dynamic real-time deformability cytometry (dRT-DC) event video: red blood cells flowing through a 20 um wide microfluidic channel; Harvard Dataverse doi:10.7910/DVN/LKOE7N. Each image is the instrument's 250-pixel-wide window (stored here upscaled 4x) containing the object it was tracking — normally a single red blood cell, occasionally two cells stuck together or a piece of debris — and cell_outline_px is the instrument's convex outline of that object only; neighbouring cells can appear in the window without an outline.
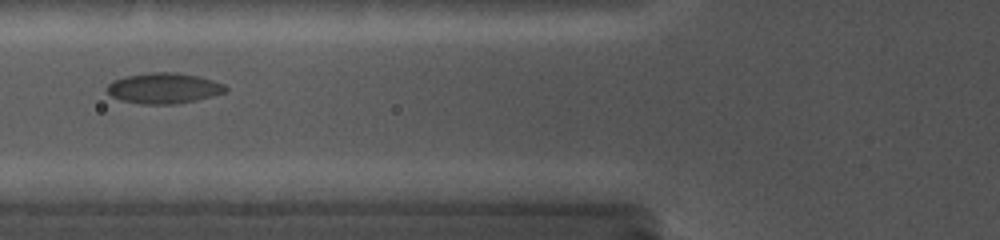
{"species": "common noctule bat (a hibernating species)", "species_latin": "Nyctalus noctula", "temperature_condition": "cold", "stored_images_in_passage": 23, "camera_frame_rate_fps": 5000, "um_per_image_px": 0.085, "animal": {"sex": "female", "body_mass_g": 19.0, "forearm_length_mm": 56.7}, "frame": {"image": 1, "passage_image": 8, "time_ms": 5.2, "image_size_px": [1000, 240], "cell_outline_px": [[228, 88], [224, 92], [212, 96], [176, 104], [144, 104], [120, 100], [112, 96], [108, 92], [108, 84], [112, 80], [124, 76], [152, 72], [176, 72], [196, 76], [212, 80], [224, 84]], "centroid_in_image_um": [13.9, 7.49], "position_along_channel_um": 111.9, "area_um2": 20.98}}
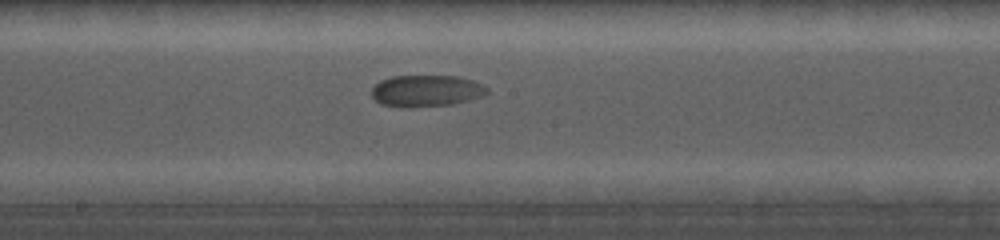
{"frame": {"image": 2, "passage_image": 12, "time_ms": 8.0, "image_size_px": [1000, 240], "cell_outline_px": [[488, 92], [484, 96], [452, 104], [412, 108], [400, 108], [380, 104], [372, 96], [372, 88], [380, 80], [392, 76], [456, 76], [472, 80], [484, 84], [488, 88]], "centroid_in_image_um": [36.23, 7.73], "position_along_channel_um": 212.0, "area_um2": 21.56}}
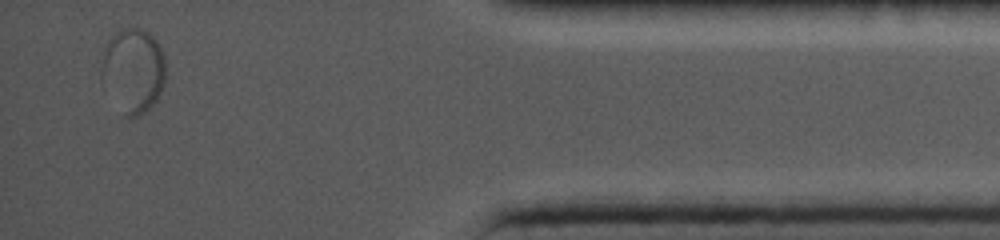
{"frame": {"image": 3, "passage_image": 22, "time_ms": 14.8, "image_size_px": [1000, 240], "cell_outline_px": [[164, 84], [156, 100], [144, 112], [132, 120], [124, 116], [100, 80], [100, 72], [104, 44], [116, 32], [124, 28], [144, 28], [156, 40], [164, 56]], "centroid_in_image_um": [11.28, 5.99], "position_along_channel_um": 423.9, "area_um2": 31.91}}